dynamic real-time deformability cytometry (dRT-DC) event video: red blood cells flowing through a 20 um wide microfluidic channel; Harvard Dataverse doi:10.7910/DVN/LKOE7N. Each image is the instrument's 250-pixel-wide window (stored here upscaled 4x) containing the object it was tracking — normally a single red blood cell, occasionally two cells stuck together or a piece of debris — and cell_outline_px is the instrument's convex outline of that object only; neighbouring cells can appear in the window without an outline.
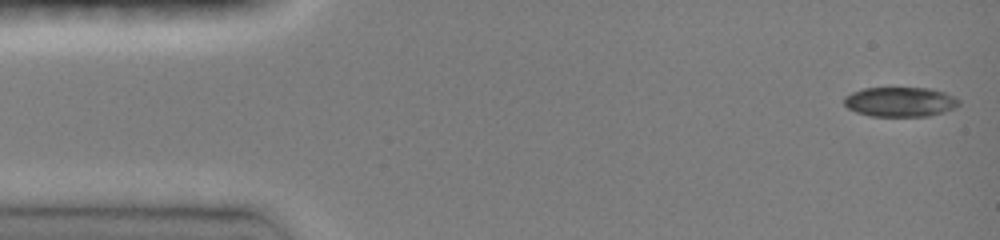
{"species": "common noctule bat (a hibernating species)", "species_latin": "Nyctalus noctula", "temperature_condition": "room temperature", "stored_images_in_passage": 11, "camera_frame_rate_fps": 3000, "um_per_image_px": 0.085, "animal": {"sex": "female", "body_mass_g": 19.0, "forearm_length_mm": 51.5}, "frame": {"image": 1, "passage_image": 1, "time_ms": 0.0, "image_size_px": [1000, 240], "cell_outline_px": [[960, 104], [944, 112], [928, 116], [872, 116], [856, 112], [848, 108], [844, 104], [844, 96], [852, 92], [864, 88], [928, 88], [944, 92], [960, 100]], "centroid_in_image_um": [76.49, 8.66], "position_along_channel_um": 8.5, "area_um2": 19.77}}
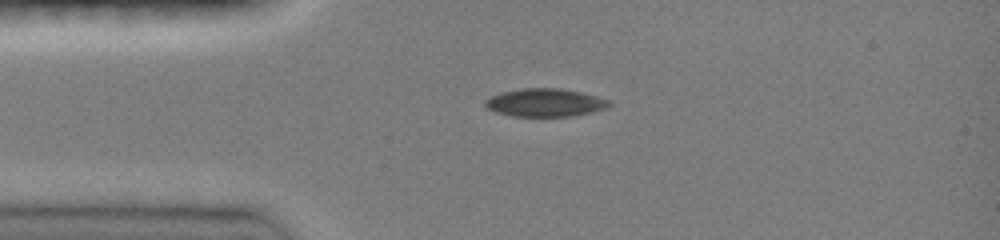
{"frame": {"image": 2, "passage_image": 10, "time_ms": 3.0, "image_size_px": [1000, 240], "cell_outline_px": [[612, 104], [604, 108], [592, 112], [572, 116], [512, 116], [496, 112], [488, 108], [484, 104], [484, 100], [500, 92], [520, 88], [560, 88], [580, 92], [596, 96], [608, 100]], "centroid_in_image_um": [46.3, 8.71], "position_along_channel_um": 38.7, "area_um2": 20.17}}